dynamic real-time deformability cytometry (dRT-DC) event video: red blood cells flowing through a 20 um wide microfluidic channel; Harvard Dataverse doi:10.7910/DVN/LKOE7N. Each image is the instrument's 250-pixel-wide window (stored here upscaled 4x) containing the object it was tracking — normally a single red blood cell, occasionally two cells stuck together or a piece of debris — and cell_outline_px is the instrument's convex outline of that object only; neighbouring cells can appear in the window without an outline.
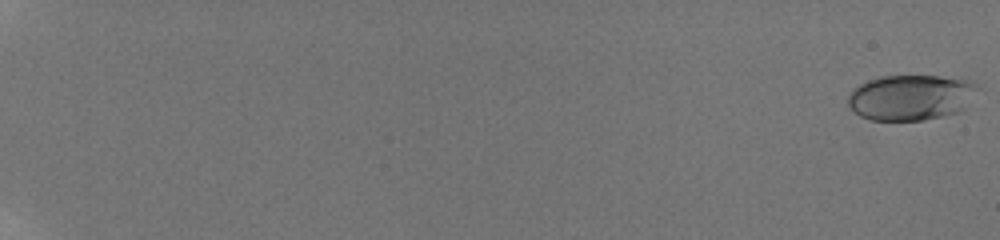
{"species": "human", "species_latin": "Homo sapiens", "temperature_condition": "room temperature", "stored_images_in_passage": 77, "camera_frame_rate_fps": 3000, "um_per_image_px": 0.085, "donor": {"sex": "male"}, "frame": {"image": 1, "passage_image": 1, "time_ms": 0.0, "image_size_px": [1000, 240], "cell_outline_px": [[976, 84], [960, 108], [956, 112], [924, 120], [872, 120], [860, 116], [848, 104], [848, 96], [852, 88], [868, 80], [880, 76], [940, 76], [976, 80]], "centroid_in_image_um": [77.3, 8.26], "position_along_channel_um": 7.7, "area_um2": 33.58}}
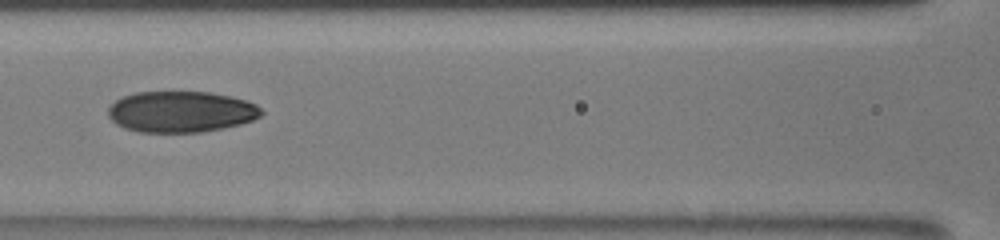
{"frame": {"image": 2, "passage_image": 60, "time_ms": 10.333, "image_size_px": [1000, 240], "cell_outline_px": [[264, 112], [260, 116], [252, 120], [240, 124], [224, 128], [200, 132], [140, 132], [124, 128], [116, 124], [108, 116], [108, 108], [116, 100], [124, 96], [136, 92], [212, 92], [232, 96], [256, 104]], "centroid_in_image_um": [15.39, 9.5], "position_along_channel_um": 151.2, "area_um2": 36.76}}
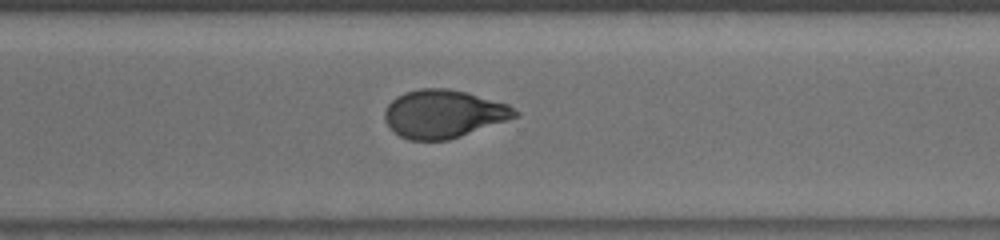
{"frame": {"image": 3, "passage_image": 77, "time_ms": 15.0, "image_size_px": [1000, 240], "cell_outline_px": [[520, 116], [448, 140], [408, 140], [400, 136], [384, 120], [384, 112], [388, 104], [396, 96], [404, 92], [420, 88], [448, 88], [468, 92], [508, 104], [520, 112]], "centroid_in_image_um": [37.72, 9.66], "position_along_channel_um": 332.9, "area_um2": 36.59}}